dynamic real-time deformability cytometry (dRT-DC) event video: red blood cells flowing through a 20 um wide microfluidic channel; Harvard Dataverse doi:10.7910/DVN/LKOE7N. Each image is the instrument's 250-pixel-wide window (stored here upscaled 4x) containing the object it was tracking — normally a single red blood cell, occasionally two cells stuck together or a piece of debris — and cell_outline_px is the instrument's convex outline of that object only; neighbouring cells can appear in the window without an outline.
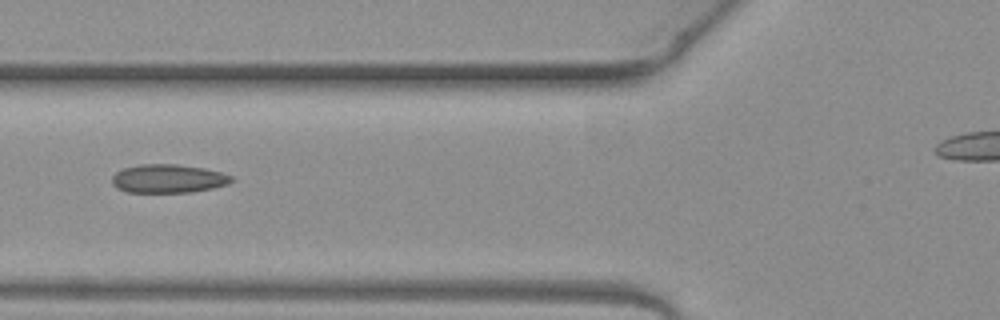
{"species": "common noctule bat (a hibernating species)", "species_latin": "Nyctalus noctula", "temperature_condition": "warm", "stored_images_in_passage": 3, "camera_frame_rate_fps": 3000, "um_per_image_px": 0.085, "animal": {"sex": "female", "body_mass_g": 19.3, "forearm_length_mm": 54.1}, "frame": {"image": 1, "passage_image": 3, "time_ms": 0.667, "image_size_px": [1000, 320], "cell_outline_px": [[232, 180], [228, 184], [212, 188], [192, 192], [128, 192], [116, 188], [112, 184], [112, 176], [116, 172], [124, 168], [140, 164], [176, 164], [204, 168], [220, 172], [232, 176]], "centroid_in_image_um": [14.27, 15.18], "position_along_channel_um": 111.5, "area_um2": 19.83}}